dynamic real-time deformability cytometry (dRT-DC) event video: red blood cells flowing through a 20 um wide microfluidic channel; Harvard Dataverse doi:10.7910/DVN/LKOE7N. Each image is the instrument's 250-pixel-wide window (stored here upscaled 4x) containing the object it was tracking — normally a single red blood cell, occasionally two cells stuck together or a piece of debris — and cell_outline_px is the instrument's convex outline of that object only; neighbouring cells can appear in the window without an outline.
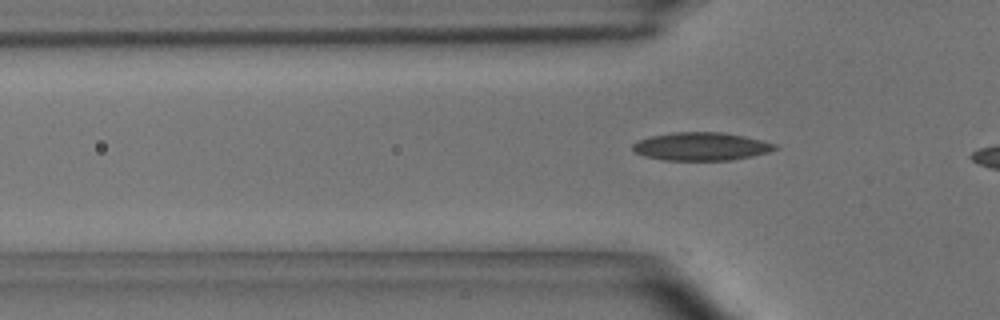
{"species": "common noctule bat (a hibernating species)", "species_latin": "Nyctalus noctula", "temperature_condition": "room temperature", "stored_images_in_passage": 6, "camera_frame_rate_fps": 3000, "um_per_image_px": 0.085, "animal": {"sex": "male", "body_mass_g": 15.6}, "frame": {"image": 1, "passage_image": 3, "time_ms": 0.667, "image_size_px": [1000, 320], "cell_outline_px": [[780, 148], [768, 152], [752, 156], [732, 160], [664, 160], [644, 156], [636, 152], [632, 148], [632, 144], [640, 140], [652, 136], [672, 132], [724, 132], [744, 136], [776, 144]], "centroid_in_image_um": [59.62, 12.45], "position_along_channel_um": 66.2, "area_um2": 23.24}}